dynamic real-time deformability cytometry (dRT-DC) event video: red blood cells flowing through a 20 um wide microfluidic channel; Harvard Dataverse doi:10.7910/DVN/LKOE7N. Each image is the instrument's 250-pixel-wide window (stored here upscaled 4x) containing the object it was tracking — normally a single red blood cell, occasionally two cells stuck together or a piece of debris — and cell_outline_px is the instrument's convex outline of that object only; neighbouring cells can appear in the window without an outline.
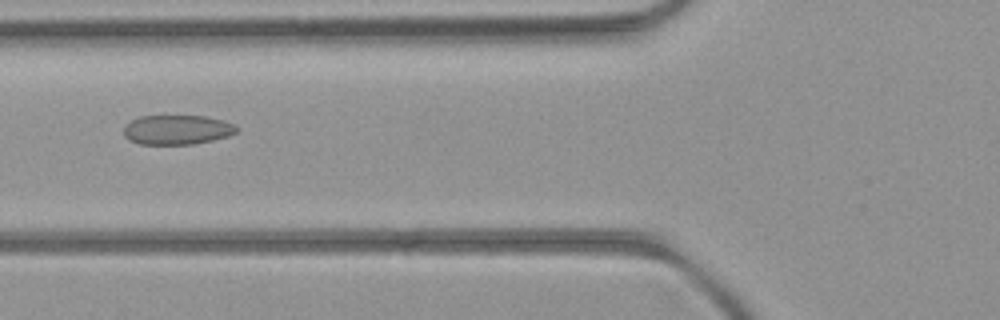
{"species": "common noctule bat (a hibernating species)", "species_latin": "Nyctalus noctula", "temperature_condition": "room temperature", "stored_images_in_passage": 39, "camera_frame_rate_fps": 3000, "um_per_image_px": 0.085, "animal": {"sex": "female", "body_mass_g": 21.9}, "frame": {"image": 1, "passage_image": 7, "time_ms": 2.0, "image_size_px": [1000, 320], "cell_outline_px": [[236, 132], [228, 136], [212, 140], [192, 144], [140, 144], [128, 140], [124, 136], [124, 128], [132, 120], [140, 116], [204, 116], [224, 120], [232, 124], [236, 128]], "centroid_in_image_um": [15.03, 11.03], "position_along_channel_um": 110.8, "area_um2": 19.25}}
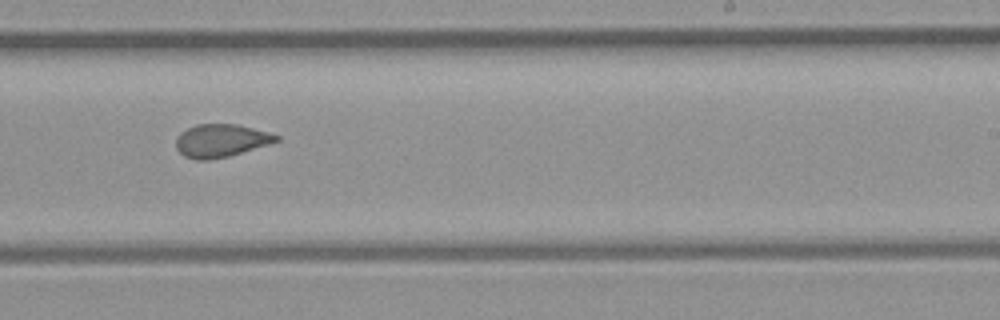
{"frame": {"image": 2, "passage_image": 19, "time_ms": 6.0, "image_size_px": [1000, 320], "cell_outline_px": [[280, 140], [268, 144], [228, 156], [208, 160], [196, 160], [184, 156], [176, 148], [176, 140], [180, 132], [196, 124], [236, 124], [268, 132], [280, 136]], "centroid_in_image_um": [18.75, 11.95], "position_along_channel_um": 270.2, "area_um2": 19.07}}
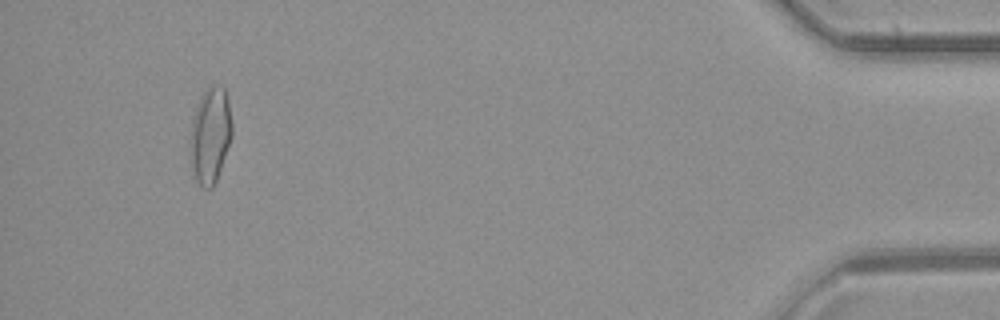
{"frame": {"image": 3, "passage_image": 36, "time_ms": 11.667, "image_size_px": [1000, 320], "cell_outline_px": [[232, 136], [216, 180], [212, 188], [204, 188], [196, 180], [192, 164], [192, 120], [196, 108], [204, 92], [212, 84], [224, 88], [228, 104], [232, 124]], "centroid_in_image_um": [17.9, 11.5], "position_along_channel_um": 417.3, "area_um2": 22.37}, "authors_computed_cell_mechanics": {"area_um2": 19.8832, "velocity_mm_per_s": 3.9863, "shape_relaxation_time_tau1_ms": null, "shape_relaxation_time_tau2_ms": 1.5894, "deformation_change_tau1": null, "deformation_change_tau2": 0.0807}}